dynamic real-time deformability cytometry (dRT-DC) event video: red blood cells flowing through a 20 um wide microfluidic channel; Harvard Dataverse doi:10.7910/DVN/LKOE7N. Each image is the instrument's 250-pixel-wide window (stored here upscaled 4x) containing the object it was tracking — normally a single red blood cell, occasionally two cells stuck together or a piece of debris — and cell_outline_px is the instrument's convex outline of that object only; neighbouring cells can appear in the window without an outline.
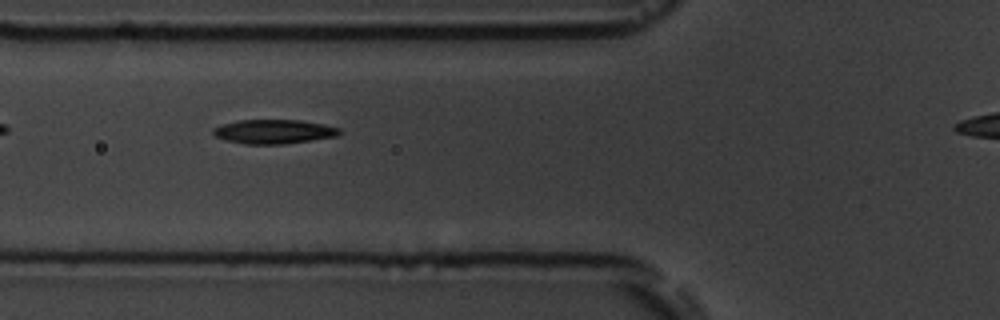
{"species": "common noctule bat (a hibernating species)", "species_latin": "Nyctalus noctula", "temperature_condition": "room temperature", "stored_images_in_passage": 4, "camera_frame_rate_fps": 3000, "um_per_image_px": 0.085, "animal": {"sex": "male", "body_mass_g": 19.5, "forearm_length_mm": 54.6}, "frame": {"image": 1, "passage_image": 3, "time_ms": 3.333, "image_size_px": [1000, 320], "cell_outline_px": [[340, 132], [336, 136], [284, 144], [244, 144], [228, 140], [216, 136], [212, 132], [212, 128], [220, 124], [236, 120], [300, 120], [324, 124], [340, 128]], "centroid_in_image_um": [23.24, 11.17], "position_along_channel_um": 102.6, "area_um2": 17.74}}
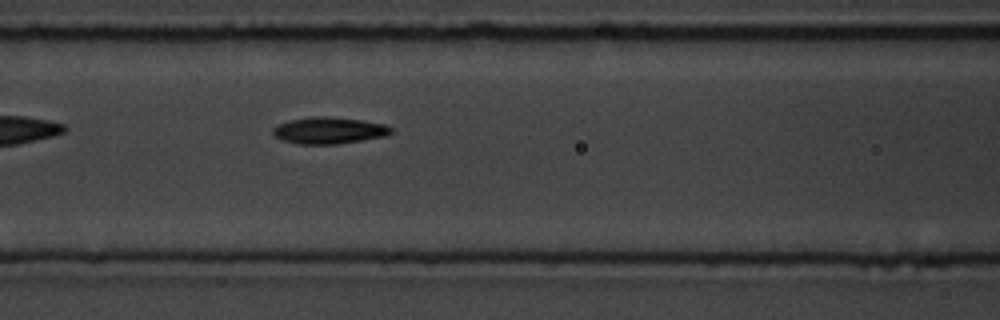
{"frame": {"image": 2, "passage_image": 4, "time_ms": 4.333, "image_size_px": [1000, 320], "cell_outline_px": [[392, 132], [388, 136], [336, 144], [296, 144], [284, 140], [276, 136], [272, 132], [272, 128], [276, 124], [292, 120], [312, 116], [328, 116], [360, 120], [384, 124], [392, 128]], "centroid_in_image_um": [27.96, 11.09], "position_along_channel_um": 138.6, "area_um2": 18.32}}